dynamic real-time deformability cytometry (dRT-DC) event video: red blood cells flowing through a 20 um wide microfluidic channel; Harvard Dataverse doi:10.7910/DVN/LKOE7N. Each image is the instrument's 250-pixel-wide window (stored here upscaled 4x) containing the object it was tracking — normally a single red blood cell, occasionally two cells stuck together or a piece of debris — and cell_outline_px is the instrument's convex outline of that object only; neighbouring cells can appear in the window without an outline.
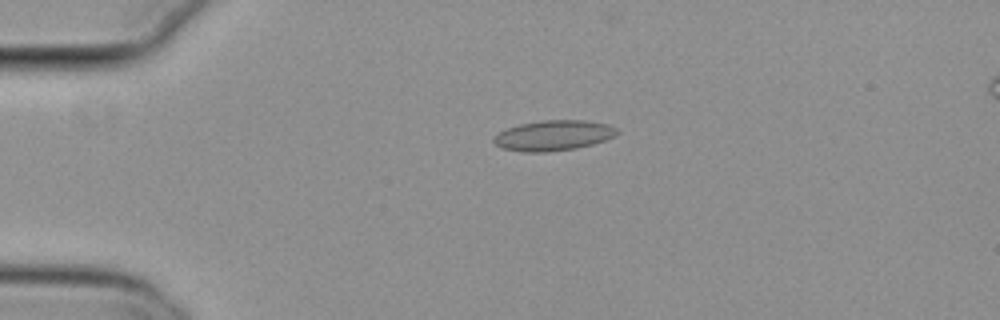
{"species": "common noctule bat (a hibernating species)", "species_latin": "Nyctalus noctula", "temperature_condition": "cold", "stored_images_in_passage": 55, "camera_frame_rate_fps": 3000, "um_per_image_px": 0.085, "animal": {"sex": "female", "body_mass_g": 29.2, "forearm_length_mm": 56.3}, "frame": {"image": 1, "passage_image": 13, "time_ms": 4.0, "image_size_px": [1000, 320], "cell_outline_px": [[620, 132], [616, 136], [592, 144], [576, 148], [548, 152], [524, 152], [504, 148], [496, 144], [492, 140], [500, 132], [508, 128], [520, 124], [540, 120], [584, 120], [608, 124], [616, 128]], "centroid_in_image_um": [47.08, 11.51], "position_along_channel_um": 37.9, "area_um2": 21.68}}
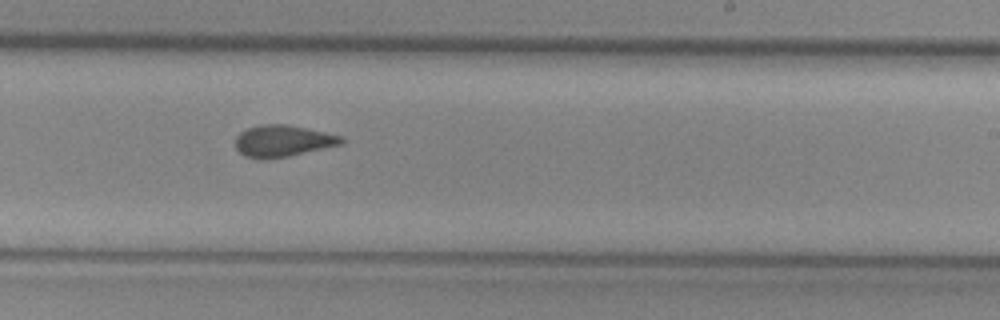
{"frame": {"image": 2, "passage_image": 34, "time_ms": 11.0, "image_size_px": [1000, 320], "cell_outline_px": [[344, 140], [340, 144], [288, 156], [268, 160], [260, 160], [244, 156], [236, 148], [236, 136], [240, 132], [248, 128], [260, 124], [288, 124], [344, 136]], "centroid_in_image_um": [24.0, 11.98], "position_along_channel_um": 265.0, "area_um2": 19.59}}
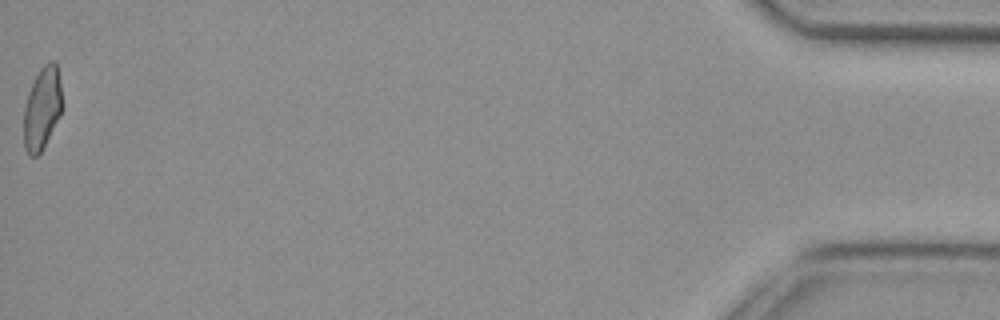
{"frame": {"image": 3, "passage_image": 55, "time_ms": 18.0, "image_size_px": [1000, 320], "cell_outline_px": [[60, 116], [40, 152], [36, 156], [28, 156], [24, 144], [24, 104], [28, 92], [40, 68], [48, 60], [56, 60], [60, 84]], "centroid_in_image_um": [3.55, 9.18], "position_along_channel_um": 431.6, "area_um2": 18.15}, "authors_computed_cell_mechanics": {"area_um2": 19.8254, "velocity_mm_per_s": 3.8016, "shape_relaxation_time_tau1_ms": null, "shape_relaxation_time_tau2_ms": 2.7384, "deformation_change_tau1": null, "deformation_change_tau2": 0.0628}}